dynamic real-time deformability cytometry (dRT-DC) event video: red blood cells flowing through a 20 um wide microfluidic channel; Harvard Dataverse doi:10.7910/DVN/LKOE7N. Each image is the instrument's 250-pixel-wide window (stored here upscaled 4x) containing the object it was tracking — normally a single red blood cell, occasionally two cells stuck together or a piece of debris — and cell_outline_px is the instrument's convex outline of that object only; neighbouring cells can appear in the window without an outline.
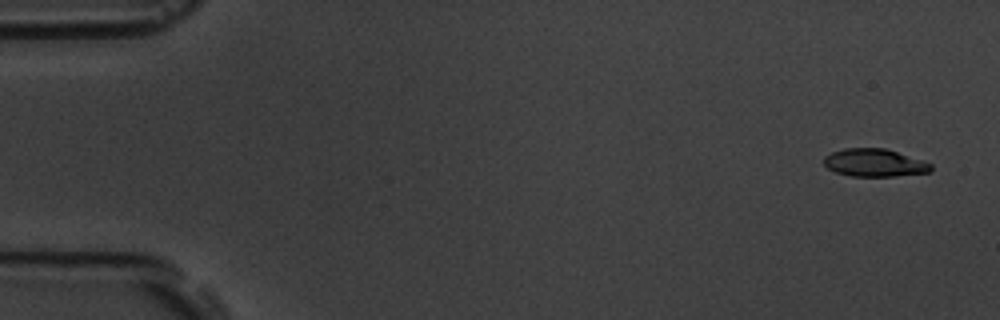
{"species": "common noctule bat (a hibernating species)", "species_latin": "Nyctalus noctula", "temperature_condition": "room temperature", "stored_images_in_passage": 5, "camera_frame_rate_fps": 3000, "um_per_image_px": 0.085, "animal": {"sex": "male", "body_mass_g": 19.5, "forearm_length_mm": 54.6}, "frame": {"image": 1, "passage_image": 1, "time_ms": 0.0, "image_size_px": [1000, 320], "cell_outline_px": [[932, 168], [928, 172], [892, 176], [852, 176], [836, 172], [828, 168], [824, 164], [824, 156], [832, 152], [844, 148], [884, 148], [924, 160], [932, 164]], "centroid_in_image_um": [74.33, 13.83], "position_along_channel_um": 10.7, "area_um2": 17.22}}
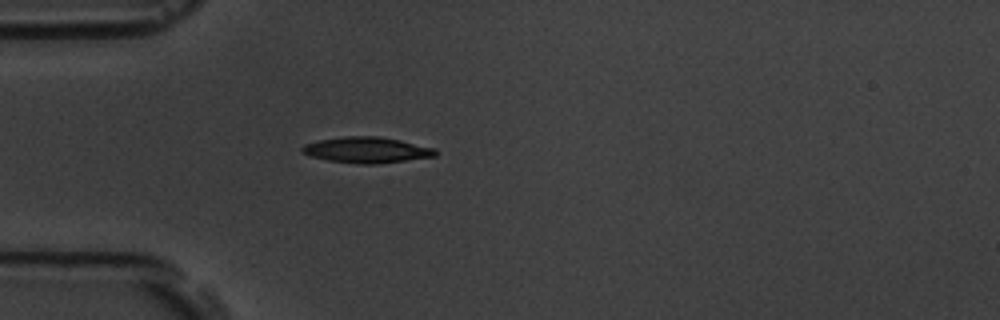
{"frame": {"image": 2, "passage_image": 5, "time_ms": 4.667, "image_size_px": [1000, 320], "cell_outline_px": [[436, 156], [376, 164], [360, 164], [328, 160], [312, 156], [304, 152], [300, 148], [304, 144], [320, 140], [344, 136], [380, 136], [400, 140], [436, 148]], "centroid_in_image_um": [31.2, 12.74], "position_along_channel_um": 53.8, "area_um2": 19.94}}